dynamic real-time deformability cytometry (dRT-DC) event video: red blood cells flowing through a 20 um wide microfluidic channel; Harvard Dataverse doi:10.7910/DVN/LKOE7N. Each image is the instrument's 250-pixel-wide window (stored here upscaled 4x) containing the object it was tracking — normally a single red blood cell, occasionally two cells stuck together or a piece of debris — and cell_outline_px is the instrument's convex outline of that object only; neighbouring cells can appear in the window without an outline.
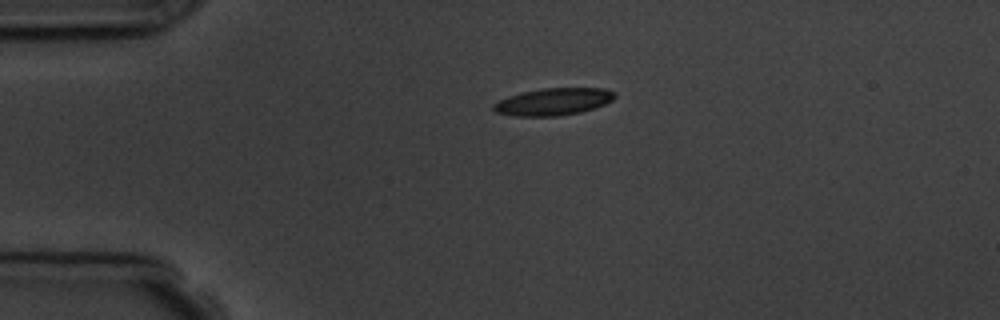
{"species": "common noctule bat (a hibernating species)", "species_latin": "Nyctalus noctula", "temperature_condition": "room temperature", "stored_images_in_passage": 3, "camera_frame_rate_fps": 3000, "um_per_image_px": 0.085, "animal": {"sex": "male", "body_mass_g": 19.5, "forearm_length_mm": 54.6}, "frame": {"image": 1, "passage_image": 1, "time_ms": 0.0, "image_size_px": [1000, 320], "cell_outline_px": [[616, 96], [612, 100], [604, 104], [580, 112], [560, 116], [512, 116], [496, 112], [492, 108], [492, 104], [508, 96], [520, 92], [544, 88], [604, 88], [616, 92]], "centroid_in_image_um": [47.01, 8.64], "position_along_channel_um": 38.0, "area_um2": 19.25}}
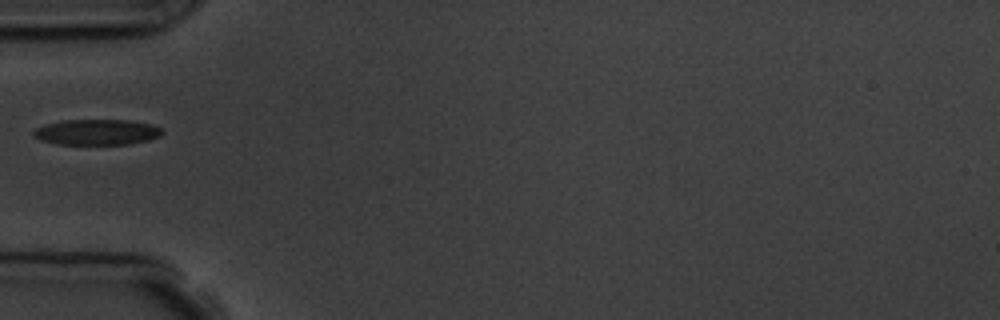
{"frame": {"image": 2, "passage_image": 2, "time_ms": 2.0, "image_size_px": [1000, 320], "cell_outline_px": [[164, 132], [160, 136], [148, 140], [128, 144], [56, 144], [40, 140], [32, 132], [36, 128], [44, 124], [64, 120], [128, 120], [152, 124], [160, 128]], "centroid_in_image_um": [8.23, 11.23], "position_along_channel_um": 76.8, "area_um2": 19.19}}